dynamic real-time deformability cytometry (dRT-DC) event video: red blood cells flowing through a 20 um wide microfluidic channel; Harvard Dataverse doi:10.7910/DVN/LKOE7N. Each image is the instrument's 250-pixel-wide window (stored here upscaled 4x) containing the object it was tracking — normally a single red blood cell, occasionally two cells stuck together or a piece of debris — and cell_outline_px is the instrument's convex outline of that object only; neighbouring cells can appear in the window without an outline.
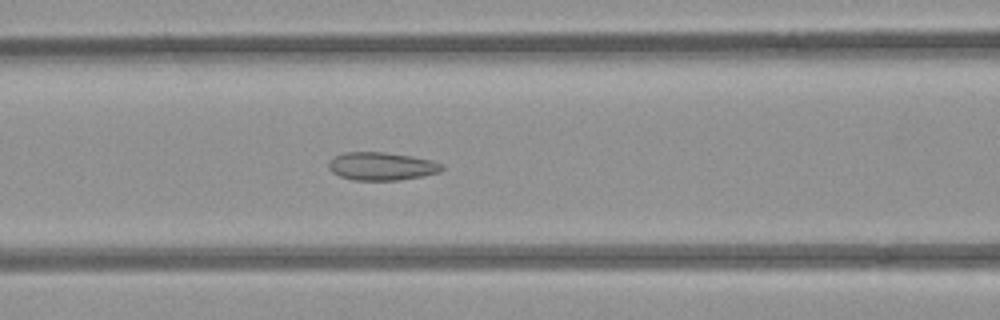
{"species": "common noctule bat (a hibernating species)", "species_latin": "Nyctalus noctula", "temperature_condition": "room temperature", "stored_images_in_passage": 54, "camera_frame_rate_fps": 3000, "um_per_image_px": 0.085, "animal": {"sex": "female", "body_mass_g": 21.9}, "frame": {"image": 1, "passage_image": 23, "time_ms": 7.333, "image_size_px": [1000, 320], "cell_outline_px": [[444, 168], [440, 172], [420, 176], [396, 180], [352, 180], [340, 176], [332, 172], [328, 168], [328, 164], [336, 156], [344, 152], [384, 152], [412, 156], [432, 160], [444, 164]], "centroid_in_image_um": [32.46, 14.13], "position_along_channel_um": 134.1, "area_um2": 18.44}}
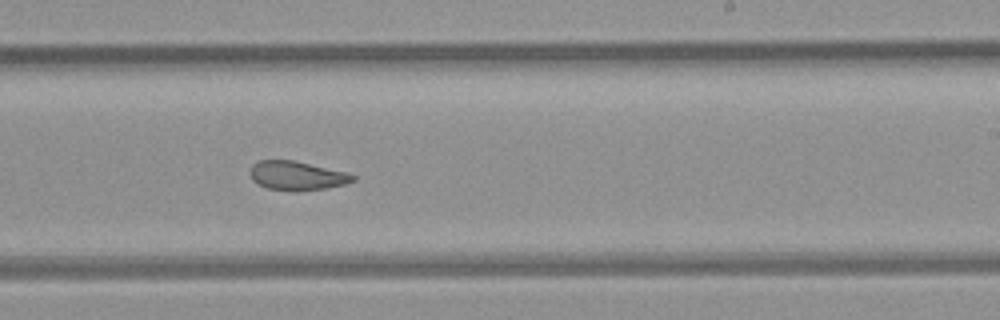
{"frame": {"image": 2, "passage_image": 33, "time_ms": 10.667, "image_size_px": [1000, 320], "cell_outline_px": [[356, 180], [344, 184], [324, 188], [296, 192], [268, 188], [252, 180], [248, 172], [252, 164], [260, 160], [292, 160], [348, 172], [356, 176]], "centroid_in_image_um": [25.23, 14.93], "position_along_channel_um": 263.8, "area_um2": 17.46}}
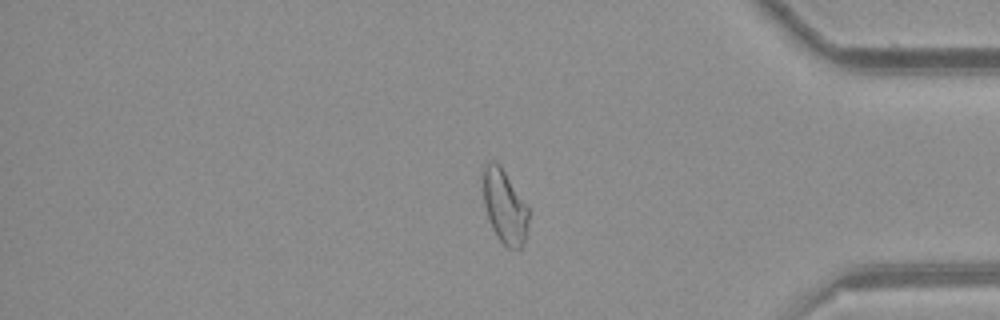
{"frame": {"image": 3, "passage_image": 45, "time_ms": 14.667, "image_size_px": [1000, 320], "cell_outline_px": [[528, 224], [524, 244], [520, 248], [508, 248], [496, 236], [492, 228], [484, 204], [480, 176], [484, 164], [488, 160], [496, 160], [500, 164], [528, 208]], "centroid_in_image_um": [42.83, 17.48], "position_along_channel_um": 392.4, "area_um2": 19.88}, "authors_computed_cell_mechanics": {"area_um2": 20.2878, "velocity_mm_per_s": 3.887, "shape_relaxation_time_tau1_ms": null, "shape_relaxation_time_tau2_ms": 1.3239, "deformation_change_tau1": null, "deformation_change_tau2": 0.0609}}